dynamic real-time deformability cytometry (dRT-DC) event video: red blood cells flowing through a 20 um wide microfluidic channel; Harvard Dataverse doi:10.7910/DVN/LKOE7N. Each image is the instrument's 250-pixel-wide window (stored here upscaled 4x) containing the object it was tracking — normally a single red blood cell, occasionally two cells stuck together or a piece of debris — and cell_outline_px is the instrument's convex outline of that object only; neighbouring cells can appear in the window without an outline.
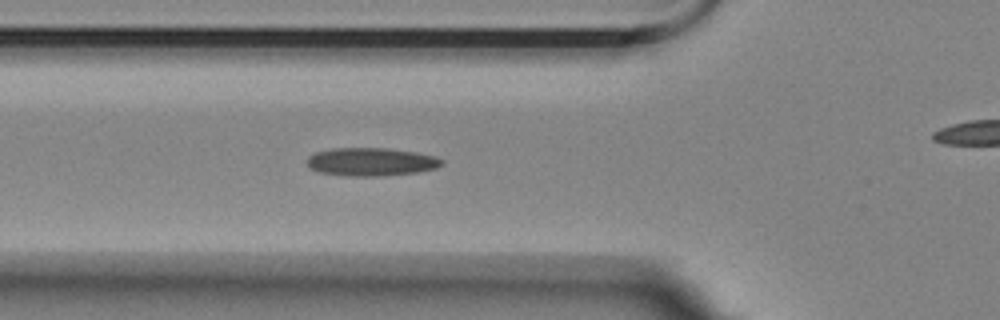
{"species": "Egyptian fruit bat (a non-hibernating species)", "species_latin": "Rousettus aegyptiacus", "temperature_condition": "room temperature", "stored_images_in_passage": 5, "segment_of_instrument_passage": [1, 2], "camera_frame_rate_fps": 3000, "um_per_image_px": 0.085, "animal": {"sex": "female"}, "frame": {"image": 1, "passage_image": 4, "time_ms": 1.0, "image_size_px": [1000, 320], "cell_outline_px": [[444, 164], [436, 168], [416, 172], [380, 176], [348, 176], [320, 172], [308, 168], [308, 156], [316, 152], [332, 148], [388, 148], [416, 152], [432, 156], [444, 160]], "centroid_in_image_um": [31.54, 13.75], "position_along_channel_um": 94.3, "area_um2": 22.08}}